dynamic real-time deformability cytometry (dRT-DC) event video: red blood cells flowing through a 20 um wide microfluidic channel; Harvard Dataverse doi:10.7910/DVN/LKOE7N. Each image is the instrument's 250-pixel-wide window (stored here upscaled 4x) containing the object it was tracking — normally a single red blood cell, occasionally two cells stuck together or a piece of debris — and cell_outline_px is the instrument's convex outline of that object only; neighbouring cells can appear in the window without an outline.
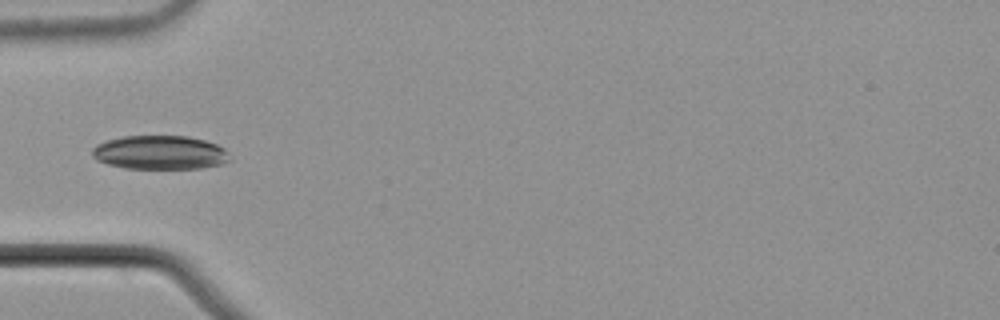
{"species": "common noctule bat (a hibernating species)", "species_latin": "Nyctalus noctula", "temperature_condition": "cold", "stored_images_in_passage": 34, "camera_frame_rate_fps": 3000, "um_per_image_px": 0.085, "animal": {"sex": "male", "body_mass_g": 21.5, "forearm_length_mm": 52.0}, "frame": {"image": 1, "passage_image": 1, "time_ms": 0.0, "image_size_px": [1000, 320], "cell_outline_px": [[232, 160], [224, 164], [200, 168], [124, 168], [108, 164], [96, 160], [92, 156], [92, 148], [96, 144], [120, 136], [188, 136], [204, 140], [216, 144], [224, 148], [228, 152]], "centroid_in_image_um": [13.61, 12.96], "position_along_channel_um": 71.4, "area_um2": 27.34}}
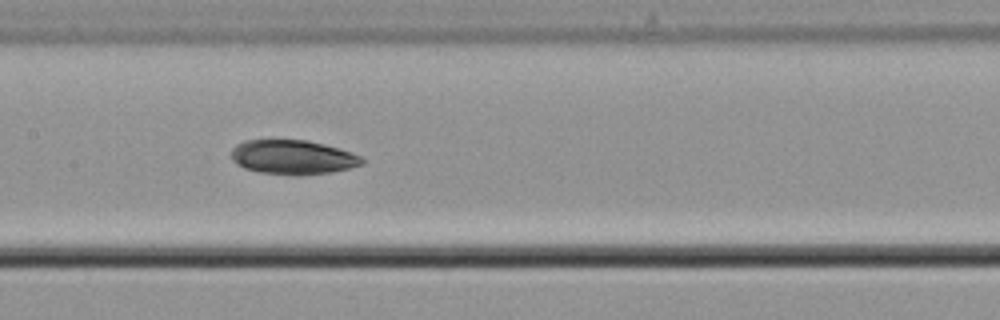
{"frame": {"image": 2, "passage_image": 10, "time_ms": 3.0, "image_size_px": [1000, 320], "cell_outline_px": [[364, 164], [332, 172], [296, 176], [260, 172], [244, 168], [236, 164], [232, 160], [232, 148], [236, 144], [244, 140], [308, 140], [340, 148], [352, 152], [360, 156], [364, 160]], "centroid_in_image_um": [24.89, 13.36], "position_along_channel_um": 182.5, "area_um2": 26.36}}
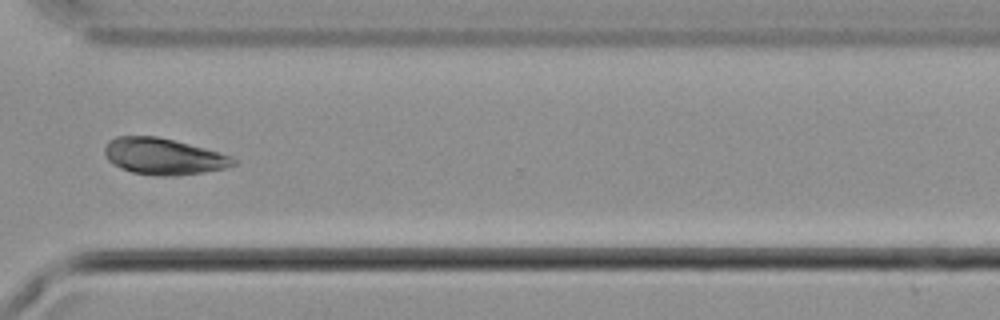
{"frame": {"image": 3, "passage_image": 24, "time_ms": 7.667, "image_size_px": [1000, 320], "cell_outline_px": [[236, 164], [224, 168], [204, 172], [176, 176], [152, 176], [132, 172], [120, 168], [112, 164], [108, 160], [104, 152], [104, 148], [108, 140], [116, 136], [156, 136], [220, 152], [232, 156], [236, 160]], "centroid_in_image_um": [13.86, 13.3], "position_along_channel_um": 356.7, "area_um2": 27.4}}